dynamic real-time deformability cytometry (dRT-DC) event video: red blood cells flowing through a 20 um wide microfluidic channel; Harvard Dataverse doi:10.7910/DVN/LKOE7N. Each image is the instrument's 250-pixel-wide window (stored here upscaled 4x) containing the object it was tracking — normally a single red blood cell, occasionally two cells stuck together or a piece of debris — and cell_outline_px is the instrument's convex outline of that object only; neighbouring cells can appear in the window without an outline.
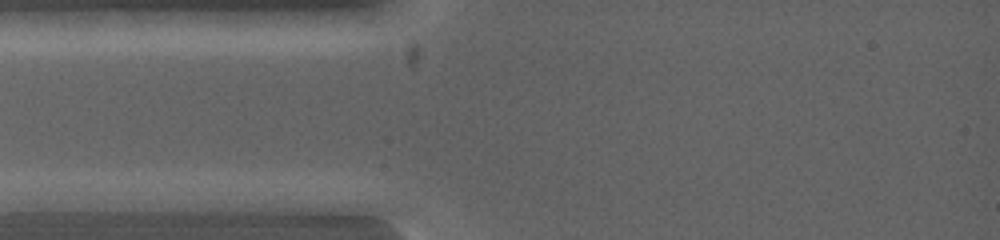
{"species": "common noctule bat (a hibernating species)", "species_latin": "Nyctalus noctula", "temperature_condition": "warm", "stored_images_in_passage": 2, "camera_frame_rate_fps": 5000, "um_per_image_px": 0.085, "animal": {"sex": "female", "body_mass_g": 19.0, "forearm_length_mm": 53.3}, "frame": {"image": 1, "passage_image": 1, "time_ms": 0.0, "image_size_px": [1000, 240], "cell_outline_px": [[120, 200], [104, 212], [16, 212], [12, 200], [24, 192], [100, 192]], "centroid_in_image_um": [5.4, 17.18], "position_along_channel_um": 79.6, "area_um2": 13.81}}